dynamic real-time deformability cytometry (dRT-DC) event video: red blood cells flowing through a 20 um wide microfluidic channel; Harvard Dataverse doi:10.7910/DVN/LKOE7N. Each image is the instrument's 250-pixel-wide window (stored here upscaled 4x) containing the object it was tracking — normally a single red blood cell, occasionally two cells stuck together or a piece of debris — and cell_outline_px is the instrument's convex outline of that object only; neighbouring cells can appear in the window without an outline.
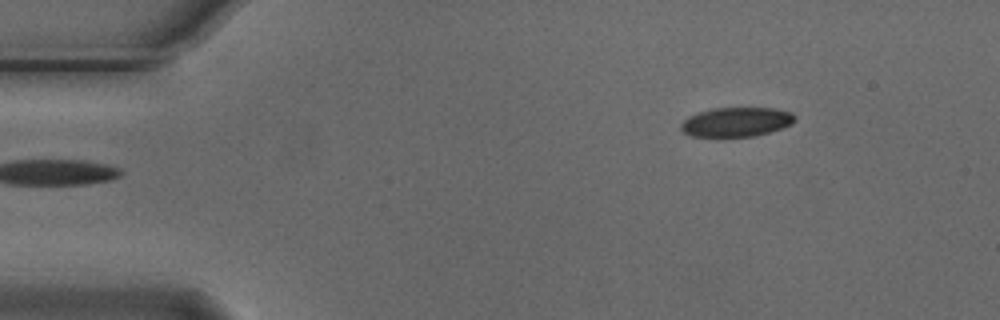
{"species": "Egyptian fruit bat (a non-hibernating species)", "species_latin": "Rousettus aegyptiacus", "temperature_condition": "cold", "stored_images_in_passage": 5, "camera_frame_rate_fps": 3000, "um_per_image_px": 0.085, "animal": {"sex": "male"}, "frame": {"image": 1, "passage_image": 1, "time_ms": 0.0, "image_size_px": [1000, 320], "cell_outline_px": [[796, 120], [792, 124], [768, 132], [752, 136], [720, 140], [716, 140], [692, 136], [684, 132], [680, 128], [680, 124], [688, 116], [712, 108], [772, 108], [792, 112], [796, 116]], "centroid_in_image_um": [62.54, 10.41], "position_along_channel_um": 22.5, "area_um2": 20.23}}